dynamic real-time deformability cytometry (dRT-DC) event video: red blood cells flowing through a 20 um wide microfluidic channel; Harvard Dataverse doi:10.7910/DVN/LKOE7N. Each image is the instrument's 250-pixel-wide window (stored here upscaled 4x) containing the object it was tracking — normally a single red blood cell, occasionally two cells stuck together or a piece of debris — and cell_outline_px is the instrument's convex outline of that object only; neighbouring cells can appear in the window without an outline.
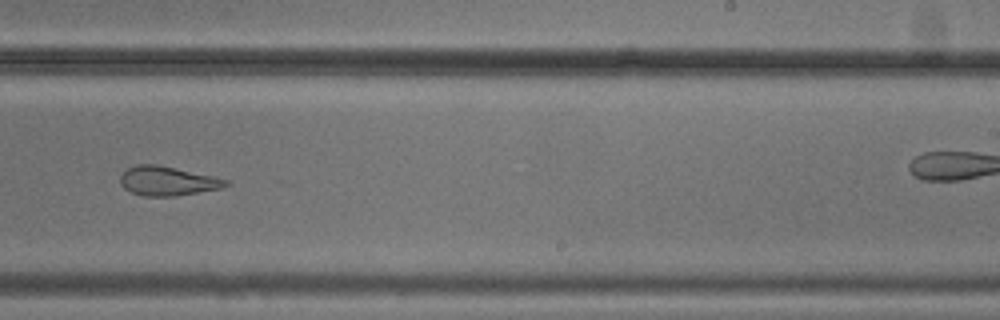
{"species": "common noctule bat (a hibernating species)", "species_latin": "Nyctalus noctula", "temperature_condition": "cold", "stored_images_in_passage": 42, "camera_frame_rate_fps": 3000, "um_per_image_px": 0.085, "animal": {"sex": "male", "body_mass_g": 20.5, "forearm_length_mm": 52.5}, "frame": {"image": 1, "passage_image": 30, "time_ms": 9.667, "image_size_px": [1000, 320], "cell_outline_px": [[232, 184], [220, 188], [176, 196], [144, 196], [132, 192], [124, 188], [120, 184], [120, 172], [136, 164], [156, 164], [212, 176], [228, 180]], "centroid_in_image_um": [14.2, 15.38], "position_along_channel_um": 274.8, "area_um2": 17.92}}